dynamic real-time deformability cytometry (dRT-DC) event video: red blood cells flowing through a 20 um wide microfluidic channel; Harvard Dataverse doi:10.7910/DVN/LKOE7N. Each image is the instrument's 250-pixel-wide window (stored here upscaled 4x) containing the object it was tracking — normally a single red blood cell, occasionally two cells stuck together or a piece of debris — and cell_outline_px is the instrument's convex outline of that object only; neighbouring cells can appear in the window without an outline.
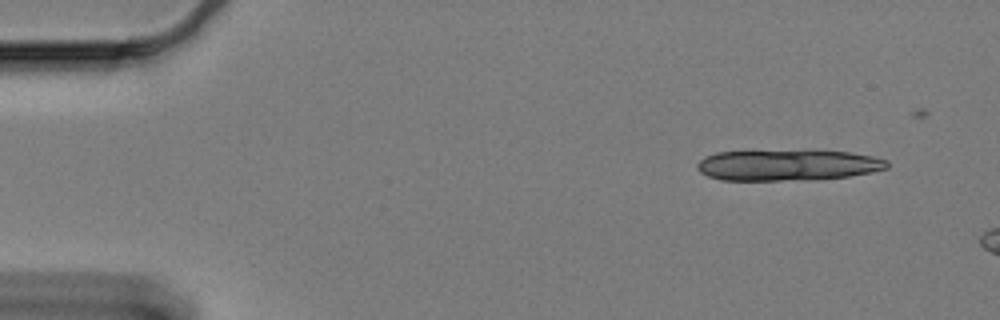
{"species": "Egyptian fruit bat (a non-hibernating species)", "species_latin": "Rousettus aegyptiacus", "temperature_condition": "cold", "stored_images_in_passage": 11, "camera_frame_rate_fps": 3000, "um_per_image_px": 0.085, "animal": {"sex": "female"}, "frame": {"image": 1, "passage_image": 1, "time_ms": 0.0, "image_size_px": [1000, 320], "cell_outline_px": [[888, 168], [872, 172], [848, 176], [812, 180], [720, 180], [708, 176], [700, 172], [696, 168], [696, 164], [704, 156], [716, 152], [808, 148], [848, 152], [872, 156], [888, 160]], "centroid_in_image_um": [66.94, 14.0], "position_along_channel_um": 18.1, "area_um2": 35.55}}